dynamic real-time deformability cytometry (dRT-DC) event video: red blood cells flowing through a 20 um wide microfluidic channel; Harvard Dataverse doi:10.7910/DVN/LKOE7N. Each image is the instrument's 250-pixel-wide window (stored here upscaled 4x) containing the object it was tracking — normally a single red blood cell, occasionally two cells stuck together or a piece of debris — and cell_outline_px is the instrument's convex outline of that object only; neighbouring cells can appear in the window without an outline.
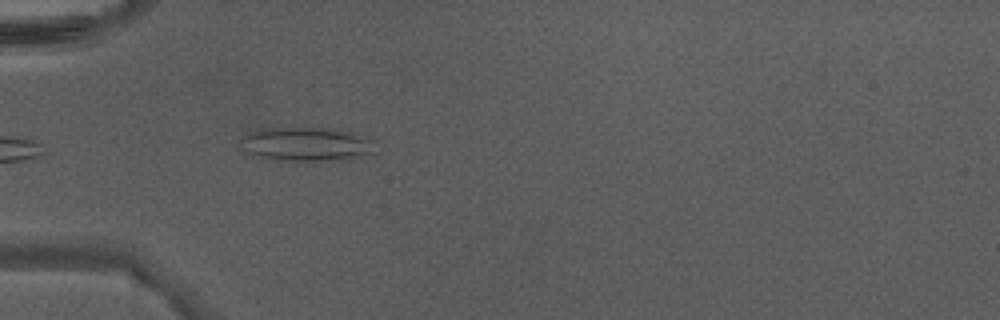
{"species": "Egyptian fruit bat (a non-hibernating species)", "species_latin": "Rousettus aegyptiacus", "temperature_condition": "warm", "stored_images_in_passage": 12, "camera_frame_rate_fps": 3000, "um_per_image_px": 0.085, "animal": {"sex": "male"}, "frame": {"image": 1, "passage_image": 1, "time_ms": 0.0, "image_size_px": [1000, 320], "cell_outline_px": [[376, 152], [348, 160], [304, 164], [296, 164], [276, 160], [248, 152], [240, 140], [248, 132], [260, 128], [336, 128], [352, 132], [376, 140]], "centroid_in_image_um": [26.17, 12.3], "position_along_channel_um": 58.8, "area_um2": 27.92}}
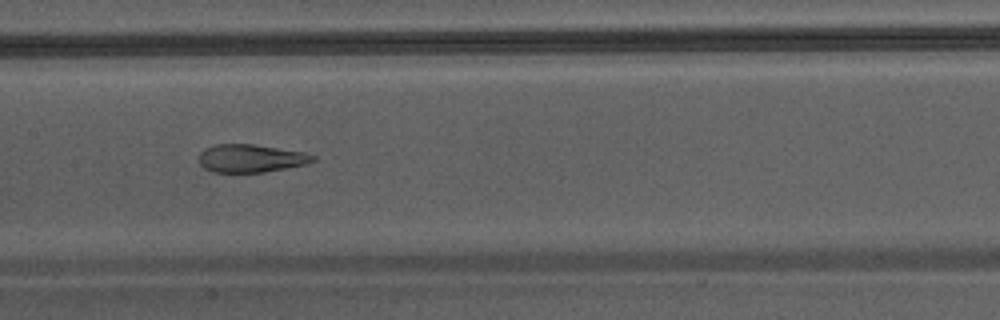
{"frame": {"image": 2, "passage_image": 10, "time_ms": 3.0, "image_size_px": [1000, 320], "cell_outline_px": [[316, 160], [308, 164], [264, 172], [212, 172], [204, 168], [200, 164], [200, 152], [204, 148], [216, 144], [252, 144], [304, 152], [316, 156]], "centroid_in_image_um": [21.33, 13.46], "position_along_channel_um": 186.1, "area_um2": 18.61}}